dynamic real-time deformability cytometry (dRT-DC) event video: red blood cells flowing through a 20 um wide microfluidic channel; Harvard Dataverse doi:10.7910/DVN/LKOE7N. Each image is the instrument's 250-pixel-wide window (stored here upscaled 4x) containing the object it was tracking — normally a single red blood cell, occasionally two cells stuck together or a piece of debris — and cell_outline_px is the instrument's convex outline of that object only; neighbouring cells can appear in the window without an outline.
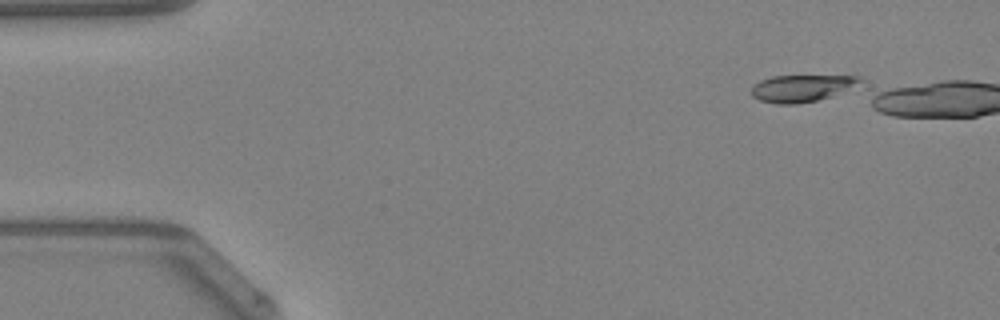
{"species": "Egyptian fruit bat (a non-hibernating species)", "species_latin": "Rousettus aegyptiacus", "temperature_condition": "warm", "stored_images_in_passage": 4, "camera_frame_rate_fps": 3000, "um_per_image_px": 0.085, "animal": {"sex": "female"}, "frame": {"image": 1, "passage_image": 1, "time_ms": 0.0, "image_size_px": [1000, 320], "cell_outline_px": [[864, 80], [828, 96], [816, 100], [796, 104], [776, 104], [760, 100], [752, 96], [752, 88], [760, 80], [772, 76], [860, 76]], "centroid_in_image_um": [68.05, 7.49], "position_along_channel_um": 17.0, "area_um2": 16.42}}